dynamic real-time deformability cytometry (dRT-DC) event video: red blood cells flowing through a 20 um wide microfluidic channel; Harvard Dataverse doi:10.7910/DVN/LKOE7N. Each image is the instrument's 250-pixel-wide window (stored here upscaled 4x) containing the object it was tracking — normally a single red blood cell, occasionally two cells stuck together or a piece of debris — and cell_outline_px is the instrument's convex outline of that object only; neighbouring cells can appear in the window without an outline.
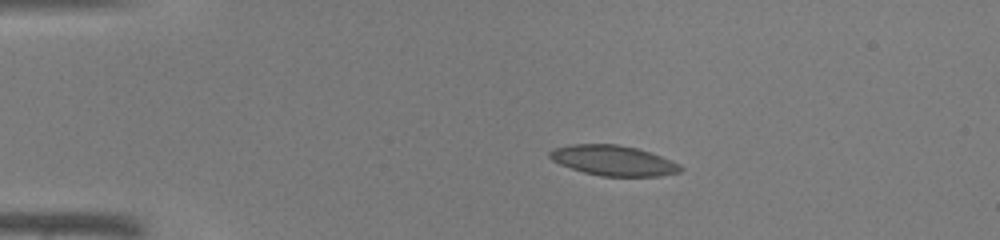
{"species": "common noctule bat (a hibernating species)", "species_latin": "Nyctalus noctula", "temperature_condition": "warm", "stored_images_in_passage": 7, "segment_of_instrument_passage": [1, 2], "camera_frame_rate_fps": 3000, "um_per_image_px": 0.085, "animal": {"sex": "male", "body_mass_g": 19.0, "forearm_length_mm": 50.8}, "frame": {"image": 1, "passage_image": 1, "time_ms": 0.0, "image_size_px": [1000, 240], "cell_outline_px": [[684, 168], [680, 172], [660, 176], [600, 176], [584, 172], [560, 164], [552, 160], [548, 156], [548, 152], [552, 148], [572, 144], [616, 144], [636, 148], [672, 160], [680, 164]], "centroid_in_image_um": [52.13, 13.64], "position_along_channel_um": 32.9, "area_um2": 23.0}}